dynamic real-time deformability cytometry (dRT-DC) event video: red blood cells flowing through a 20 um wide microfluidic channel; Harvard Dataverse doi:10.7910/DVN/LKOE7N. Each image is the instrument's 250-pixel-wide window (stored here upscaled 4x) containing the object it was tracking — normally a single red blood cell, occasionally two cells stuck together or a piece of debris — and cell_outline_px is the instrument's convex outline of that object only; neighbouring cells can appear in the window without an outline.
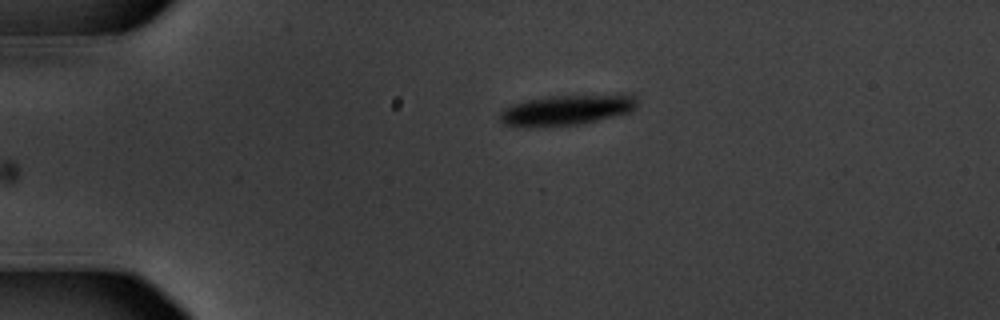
{"species": "common noctule bat (a hibernating species)", "species_latin": "Nyctalus noctula", "temperature_condition": "warm", "stored_images_in_passage": 39, "camera_frame_rate_fps": 3000, "um_per_image_px": 0.085, "animal": {"sex": "male", "body_mass_g": 20.1, "forearm_length_mm": 53.5}, "frame": {"image": 1, "passage_image": 1, "time_ms": 0.0, "image_size_px": [1000, 320], "cell_outline_px": [[636, 108], [632, 112], [580, 124], [548, 128], [536, 128], [504, 124], [500, 120], [500, 112], [504, 108], [512, 104], [528, 100], [548, 96], [620, 92], [624, 92], [636, 96]], "centroid_in_image_um": [48.25, 9.32], "position_along_channel_um": 36.8, "area_um2": 25.43}}
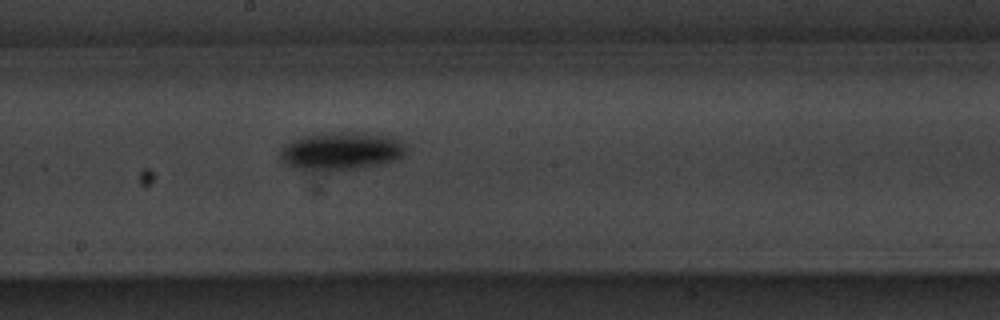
{"frame": {"image": 2, "passage_image": 20, "time_ms": 6.333, "image_size_px": [1000, 320], "cell_outline_px": [[408, 148], [400, 160], [384, 164], [364, 168], [336, 172], [296, 172], [284, 164], [280, 160], [280, 148], [292, 140], [300, 136], [340, 132], [356, 132], [396, 136]], "centroid_in_image_um": [28.98, 12.9], "position_along_channel_um": 219.2, "area_um2": 29.48}}
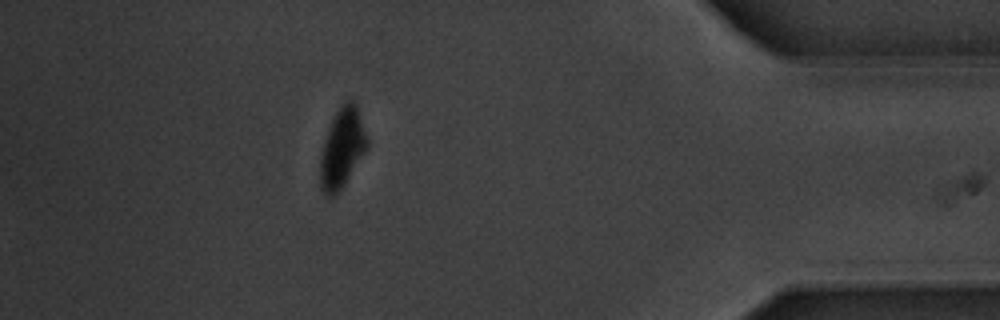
{"frame": {"image": 3, "passage_image": 39, "time_ms": 12.667, "image_size_px": [1000, 320], "cell_outline_px": [[368, 148], [344, 184], [332, 196], [328, 196], [320, 188], [320, 152], [328, 128], [336, 112], [344, 100], [352, 100], [356, 104], [368, 140]], "centroid_in_image_um": [29.07, 12.56], "position_along_channel_um": 406.1, "area_um2": 21.56}, "authors_computed_cell_mechanics": {"area_um2": 25.9522, "velocity_mm_per_s": 3.5816, "shape_relaxation_time_tau1_ms": 2.1377, "shape_relaxation_time_tau2_ms": null, "deformation_change_tau1": 0.1412, "deformation_change_tau2": null}}